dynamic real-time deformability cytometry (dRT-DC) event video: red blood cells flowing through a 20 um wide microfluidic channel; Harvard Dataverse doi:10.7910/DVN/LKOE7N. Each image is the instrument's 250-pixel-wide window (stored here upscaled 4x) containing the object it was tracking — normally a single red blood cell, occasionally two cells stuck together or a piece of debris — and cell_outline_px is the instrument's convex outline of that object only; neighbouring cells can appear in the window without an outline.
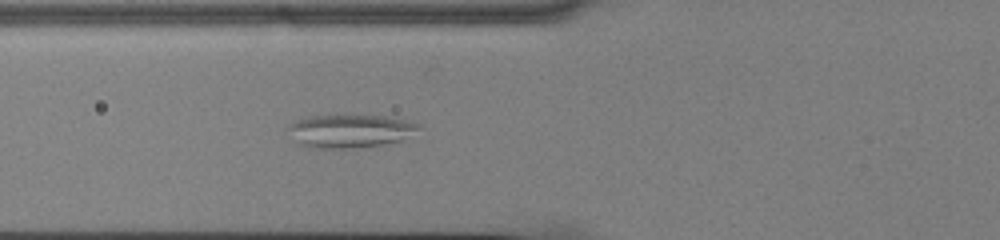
{"species": "common noctule bat (a hibernating species)", "species_latin": "Nyctalus noctula", "temperature_condition": "cold", "stored_images_in_passage": 45, "camera_frame_rate_fps": 3000, "um_per_image_px": 0.085, "animal": {"sex": "male", "body_mass_g": 13.0, "forearm_length_mm": 53.1}, "frame": {"image": 1, "passage_image": 11, "time_ms": 3.333, "image_size_px": [1000, 240], "cell_outline_px": [[420, 128], [400, 140], [380, 144], [352, 148], [312, 148], [300, 144], [296, 140], [288, 128], [292, 124], [308, 116], [388, 116], [408, 120], [420, 124]], "centroid_in_image_um": [29.79, 11.13], "position_along_channel_um": 96.0, "area_um2": 24.51}}
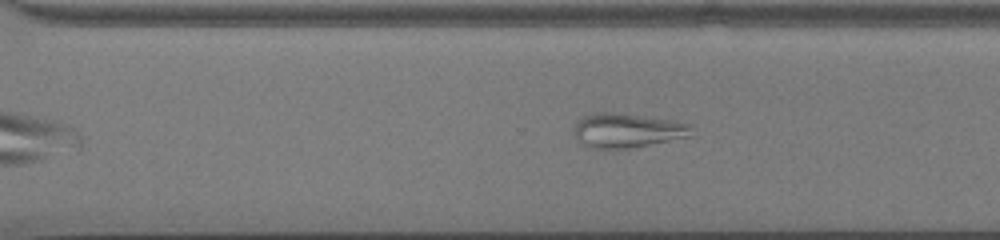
{"frame": {"image": 2, "passage_image": 29, "time_ms": 9.333, "image_size_px": [1000, 240], "cell_outline_px": [[692, 136], [628, 148], [592, 148], [580, 144], [576, 136], [576, 120], [580, 116], [596, 112], [612, 112], [676, 120], [692, 124]], "centroid_in_image_um": [53.33, 11.07], "position_along_channel_um": 317.3, "area_um2": 23.58}}
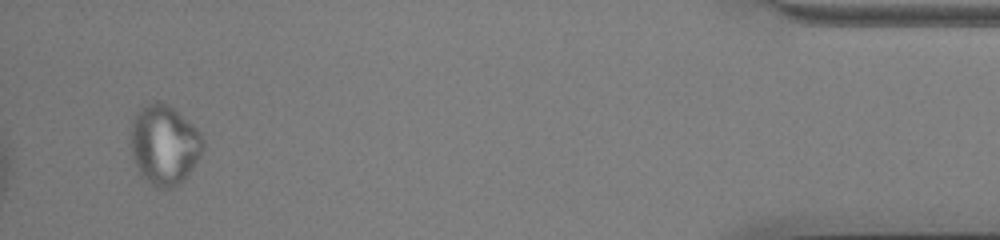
{"frame": {"image": 3, "passage_image": 43, "time_ms": 14.0, "image_size_px": [1000, 240], "cell_outline_px": [[204, 148], [200, 156], [188, 176], [180, 184], [168, 188], [156, 188], [140, 176], [132, 156], [128, 144], [132, 120], [136, 112], [140, 108], [156, 100], [168, 104], [192, 124], [200, 132], [204, 140]], "centroid_in_image_um": [13.93, 12.32], "position_along_channel_um": 421.3, "area_um2": 34.28}, "authors_computed_cell_mechanics": {"area_um2": 28.033, "velocity_mm_per_s": 3.6957, "shape_relaxation_time_tau1_ms": null, "shape_relaxation_time_tau2_ms": 5.2679, "deformation_change_tau1": null, "deformation_change_tau2": 0.1052}}